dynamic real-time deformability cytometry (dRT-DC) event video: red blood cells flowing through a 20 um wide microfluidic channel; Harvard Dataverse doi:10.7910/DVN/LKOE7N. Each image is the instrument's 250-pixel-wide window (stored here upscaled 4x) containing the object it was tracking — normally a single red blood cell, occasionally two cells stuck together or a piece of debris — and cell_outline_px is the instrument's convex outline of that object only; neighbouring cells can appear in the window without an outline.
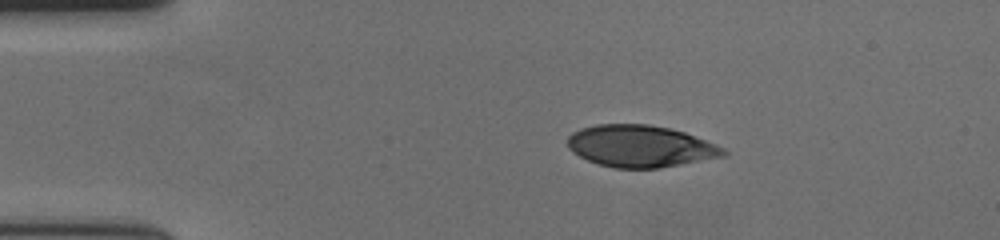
{"species": "human", "species_latin": "Homo sapiens", "temperature_condition": "cold", "stored_images_in_passage": 47, "camera_frame_rate_fps": 3000, "um_per_image_px": 0.085, "donor": {"sex": "female"}, "frame": {"image": 1, "passage_image": 1, "time_ms": 0.0, "image_size_px": [1000, 240], "cell_outline_px": [[728, 152], [724, 156], [660, 168], [616, 168], [600, 164], [588, 160], [572, 152], [568, 148], [568, 136], [572, 132], [580, 128], [596, 124], [648, 124], [668, 128], [684, 132], [716, 144], [724, 148]], "centroid_in_image_um": [54.42, 12.42], "position_along_channel_um": 30.6, "area_um2": 37.92}}
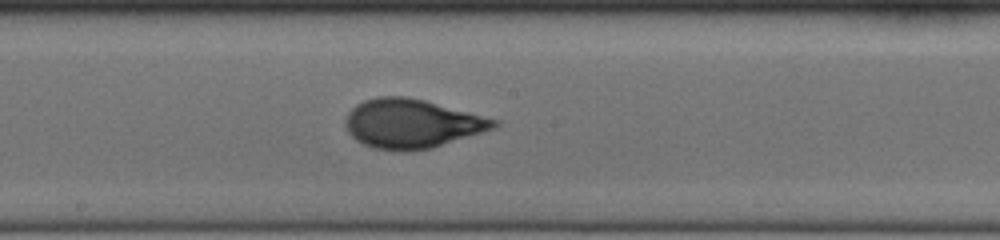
{"frame": {"image": 2, "passage_image": 21, "time_ms": 6.667, "image_size_px": [1000, 240], "cell_outline_px": [[500, 124], [496, 128], [432, 148], [404, 152], [400, 152], [372, 148], [356, 140], [348, 132], [348, 112], [356, 104], [364, 100], [376, 96], [408, 96], [424, 100], [500, 120]], "centroid_in_image_um": [35.04, 10.51], "position_along_channel_um": 213.2, "area_um2": 42.48}}
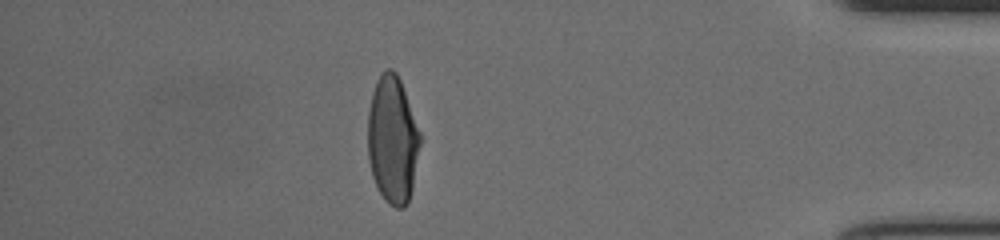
{"frame": {"image": 3, "passage_image": 40, "time_ms": 13.0, "image_size_px": [1000, 240], "cell_outline_px": [[420, 144], [412, 188], [408, 204], [404, 208], [396, 208], [388, 204], [384, 200], [372, 176], [368, 160], [368, 112], [372, 92], [376, 80], [380, 72], [384, 68], [392, 68], [396, 72], [400, 80], [420, 132]], "centroid_in_image_um": [33.35, 11.87], "position_along_channel_um": 401.9, "area_um2": 39.02}, "authors_computed_cell_mechanics": {"area_um2": 40.6912, "velocity_mm_per_s": 3.6436, "shape_relaxation_time_tau1_ms": 4.1445, "shape_relaxation_time_tau2_ms": null, "deformation_change_tau1": 0.1925, "deformation_change_tau2": null}}